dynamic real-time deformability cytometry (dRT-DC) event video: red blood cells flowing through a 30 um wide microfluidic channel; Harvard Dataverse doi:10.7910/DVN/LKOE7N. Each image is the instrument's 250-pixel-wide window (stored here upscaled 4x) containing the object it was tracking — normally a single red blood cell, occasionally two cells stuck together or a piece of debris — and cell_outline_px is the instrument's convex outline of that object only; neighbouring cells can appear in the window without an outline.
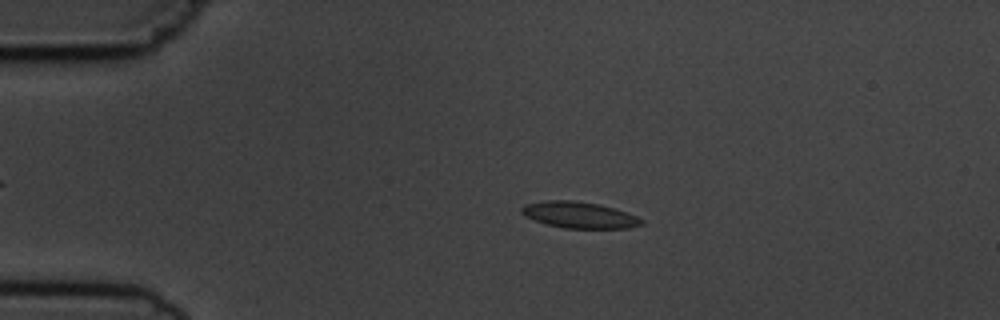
{"species": "common noctule bat (a hibernating species)", "species_latin": "Nyctalus noctula", "temperature_condition": "cold", "stored_images_in_passage": 4, "camera_frame_rate_fps": 3000, "um_per_image_px": 0.085, "animal": {"sex": "male", "body_mass_g": 19.5, "forearm_length_mm": 54.6}, "frame": {"image": 1, "passage_image": 3, "time_ms": 2.333, "image_size_px": [1000, 320], "cell_outline_px": [[644, 224], [628, 228], [564, 228], [548, 224], [524, 216], [520, 212], [520, 208], [524, 204], [548, 200], [576, 200], [600, 204], [616, 208], [636, 216], [644, 220]], "centroid_in_image_um": [49.25, 18.26], "position_along_channel_um": 35.8, "area_um2": 18.5}}